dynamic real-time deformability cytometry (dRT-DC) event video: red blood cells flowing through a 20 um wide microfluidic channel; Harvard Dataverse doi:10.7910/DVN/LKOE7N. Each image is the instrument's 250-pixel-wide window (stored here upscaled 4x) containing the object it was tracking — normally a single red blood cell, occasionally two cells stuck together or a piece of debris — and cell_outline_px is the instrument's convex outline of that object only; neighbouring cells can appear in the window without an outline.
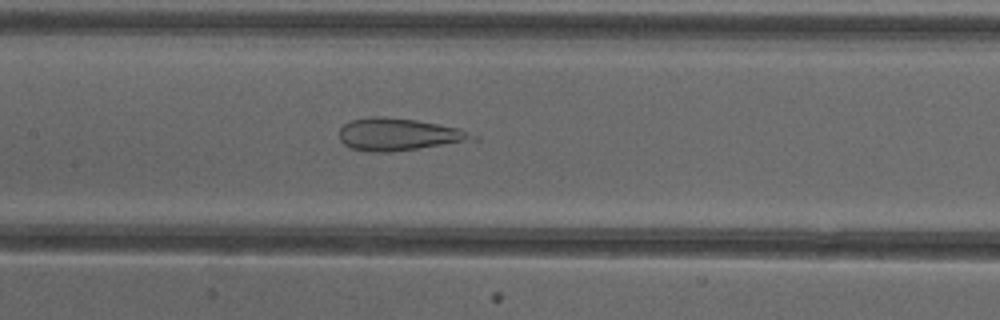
{"species": "common noctule bat (a hibernating species)", "species_latin": "Nyctalus noctula", "temperature_condition": "cold", "stored_images_in_passage": 48, "camera_frame_rate_fps": 3000, "um_per_image_px": 0.085, "animal": {"sex": "female"}, "frame": {"image": 1, "passage_image": 21, "time_ms": 6.667, "image_size_px": [1000, 320], "cell_outline_px": [[480, 140], [388, 152], [372, 152], [352, 148], [344, 144], [340, 140], [340, 128], [344, 124], [352, 120], [368, 116], [384, 116], [416, 120], [460, 128], [480, 136]], "centroid_in_image_um": [33.96, 11.42], "position_along_channel_um": 173.4, "area_um2": 25.32}}
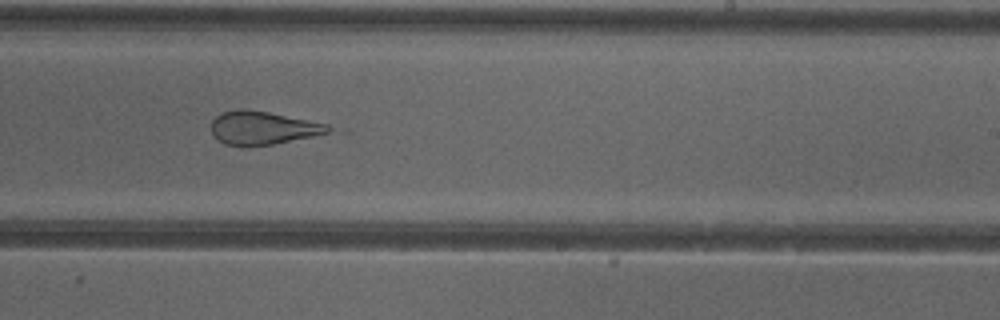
{"frame": {"image": 2, "passage_image": 28, "time_ms": 9.0, "image_size_px": [1000, 320], "cell_outline_px": [[336, 128], [328, 132], [312, 136], [272, 144], [224, 144], [212, 136], [212, 120], [220, 112], [240, 108], [268, 112], [328, 124]], "centroid_in_image_um": [22.32, 10.84], "position_along_channel_um": 266.7, "area_um2": 22.25}}
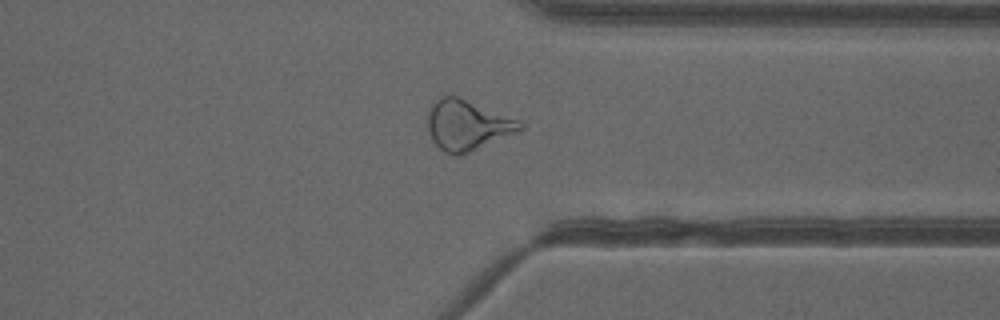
{"frame": {"image": 3, "passage_image": 36, "time_ms": 11.667, "image_size_px": [1000, 320], "cell_outline_px": [[524, 124], [520, 132], [460, 156], [452, 156], [444, 152], [432, 140], [428, 132], [428, 108], [440, 96], [456, 96], [520, 120]], "centroid_in_image_um": [39.72, 10.66], "position_along_channel_um": 371.7, "area_um2": 27.22}, "authors_computed_cell_mechanics": {"area_um2": 28.2642, "velocity_mm_per_s": 4.0144, "shape_relaxation_time_tau1_ms": null, "shape_relaxation_time_tau2_ms": 1.4716, "deformation_change_tau1": null, "deformation_change_tau2": 0.1162}}